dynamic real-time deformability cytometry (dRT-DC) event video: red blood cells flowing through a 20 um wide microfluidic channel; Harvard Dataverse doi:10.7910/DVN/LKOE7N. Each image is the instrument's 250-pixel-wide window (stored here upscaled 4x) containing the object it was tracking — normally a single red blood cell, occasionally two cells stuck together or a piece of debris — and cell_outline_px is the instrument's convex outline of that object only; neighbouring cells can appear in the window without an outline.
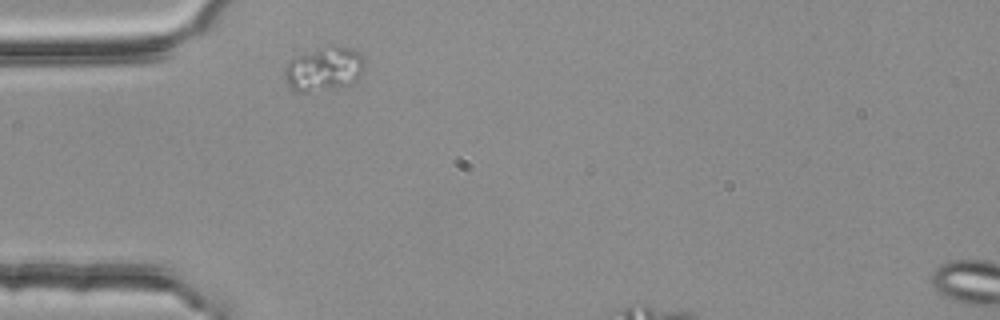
{"species": "common noctule bat (a hibernating species)", "species_latin": "Nyctalus noctula", "temperature_condition": "room temperature", "stored_images_in_passage": 2, "segment_of_instrument_passage": [1, 2], "camera_frame_rate_fps": 3000, "um_per_image_px": 0.085, "animal": {"sex": "female", "body_mass_g": 25.1}, "frame": {"image": 1, "passage_image": 1, "time_ms": 0.0, "image_size_px": [1000, 320], "cell_outline_px": [[364, 72], [352, 84], [332, 88], [308, 92], [292, 92], [284, 80], [284, 68], [288, 60], [292, 56], [328, 44], [336, 44], [352, 48], [360, 52], [364, 60]], "centroid_in_image_um": [27.51, 5.83], "position_along_channel_um": 57.5, "area_um2": 21.5}}